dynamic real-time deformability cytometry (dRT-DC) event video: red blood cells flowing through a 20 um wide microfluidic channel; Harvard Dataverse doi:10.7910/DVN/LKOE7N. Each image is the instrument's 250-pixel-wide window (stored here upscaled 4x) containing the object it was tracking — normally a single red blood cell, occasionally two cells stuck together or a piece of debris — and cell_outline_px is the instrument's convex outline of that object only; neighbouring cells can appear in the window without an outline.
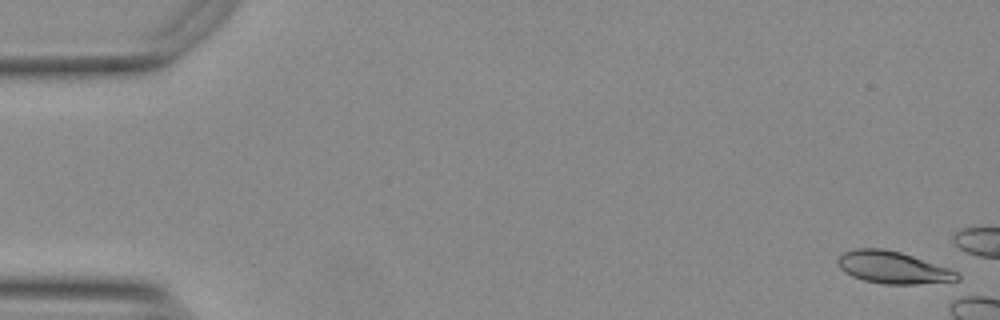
{"species": "Egyptian fruit bat (a non-hibernating species)", "species_latin": "Rousettus aegyptiacus", "temperature_condition": "warm", "stored_images_in_passage": 8, "camera_frame_rate_fps": 3000, "um_per_image_px": 0.085, "animal": {"sex": "female"}, "frame": {"image": 1, "passage_image": 1, "time_ms": 0.0, "image_size_px": [1000, 320], "cell_outline_px": [[960, 284], [884, 284], [864, 280], [852, 276], [844, 272], [836, 264], [836, 260], [844, 252], [856, 248], [884, 248], [900, 252], [960, 272]], "centroid_in_image_um": [76.0, 22.77], "position_along_channel_um": 9.0, "area_um2": 23.0}}